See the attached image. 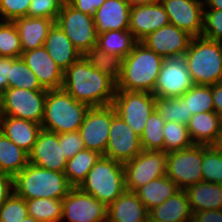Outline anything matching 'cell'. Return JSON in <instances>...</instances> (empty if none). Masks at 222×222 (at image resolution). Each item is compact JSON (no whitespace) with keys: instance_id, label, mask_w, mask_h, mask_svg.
Returning <instances> with one entry per match:
<instances>
[{"instance_id":"cell-30","label":"cell","mask_w":222,"mask_h":222,"mask_svg":"<svg viewBox=\"0 0 222 222\" xmlns=\"http://www.w3.org/2000/svg\"><path fill=\"white\" fill-rule=\"evenodd\" d=\"M138 42L129 30L107 31L97 35L96 47L123 59Z\"/></svg>"},{"instance_id":"cell-13","label":"cell","mask_w":222,"mask_h":222,"mask_svg":"<svg viewBox=\"0 0 222 222\" xmlns=\"http://www.w3.org/2000/svg\"><path fill=\"white\" fill-rule=\"evenodd\" d=\"M115 113L112 105L90 107L79 128L86 149L104 156L108 145L111 120Z\"/></svg>"},{"instance_id":"cell-43","label":"cell","mask_w":222,"mask_h":222,"mask_svg":"<svg viewBox=\"0 0 222 222\" xmlns=\"http://www.w3.org/2000/svg\"><path fill=\"white\" fill-rule=\"evenodd\" d=\"M65 2L66 0H32L27 17L47 18L56 22Z\"/></svg>"},{"instance_id":"cell-9","label":"cell","mask_w":222,"mask_h":222,"mask_svg":"<svg viewBox=\"0 0 222 222\" xmlns=\"http://www.w3.org/2000/svg\"><path fill=\"white\" fill-rule=\"evenodd\" d=\"M55 24L62 29L82 56L96 46L97 33L93 16L76 10L67 1Z\"/></svg>"},{"instance_id":"cell-54","label":"cell","mask_w":222,"mask_h":222,"mask_svg":"<svg viewBox=\"0 0 222 222\" xmlns=\"http://www.w3.org/2000/svg\"><path fill=\"white\" fill-rule=\"evenodd\" d=\"M21 222H39V221L36 220L34 217L27 215L26 218Z\"/></svg>"},{"instance_id":"cell-3","label":"cell","mask_w":222,"mask_h":222,"mask_svg":"<svg viewBox=\"0 0 222 222\" xmlns=\"http://www.w3.org/2000/svg\"><path fill=\"white\" fill-rule=\"evenodd\" d=\"M14 194L24 200L53 198L62 200L73 188L64 172H56L29 163L13 177Z\"/></svg>"},{"instance_id":"cell-51","label":"cell","mask_w":222,"mask_h":222,"mask_svg":"<svg viewBox=\"0 0 222 222\" xmlns=\"http://www.w3.org/2000/svg\"><path fill=\"white\" fill-rule=\"evenodd\" d=\"M212 86L214 111L222 117V82Z\"/></svg>"},{"instance_id":"cell-11","label":"cell","mask_w":222,"mask_h":222,"mask_svg":"<svg viewBox=\"0 0 222 222\" xmlns=\"http://www.w3.org/2000/svg\"><path fill=\"white\" fill-rule=\"evenodd\" d=\"M203 145L194 144L187 149L167 153L166 176L173 180L179 189L203 181Z\"/></svg>"},{"instance_id":"cell-4","label":"cell","mask_w":222,"mask_h":222,"mask_svg":"<svg viewBox=\"0 0 222 222\" xmlns=\"http://www.w3.org/2000/svg\"><path fill=\"white\" fill-rule=\"evenodd\" d=\"M89 109L62 88L47 90L42 129L57 134L79 131Z\"/></svg>"},{"instance_id":"cell-42","label":"cell","mask_w":222,"mask_h":222,"mask_svg":"<svg viewBox=\"0 0 222 222\" xmlns=\"http://www.w3.org/2000/svg\"><path fill=\"white\" fill-rule=\"evenodd\" d=\"M27 215L26 200L14 193L0 208V222H21Z\"/></svg>"},{"instance_id":"cell-39","label":"cell","mask_w":222,"mask_h":222,"mask_svg":"<svg viewBox=\"0 0 222 222\" xmlns=\"http://www.w3.org/2000/svg\"><path fill=\"white\" fill-rule=\"evenodd\" d=\"M201 168L203 181L222 182V148L219 145H203Z\"/></svg>"},{"instance_id":"cell-37","label":"cell","mask_w":222,"mask_h":222,"mask_svg":"<svg viewBox=\"0 0 222 222\" xmlns=\"http://www.w3.org/2000/svg\"><path fill=\"white\" fill-rule=\"evenodd\" d=\"M8 82L9 88L46 90L41 86L36 74L26 65L21 57L16 58L12 62Z\"/></svg>"},{"instance_id":"cell-53","label":"cell","mask_w":222,"mask_h":222,"mask_svg":"<svg viewBox=\"0 0 222 222\" xmlns=\"http://www.w3.org/2000/svg\"><path fill=\"white\" fill-rule=\"evenodd\" d=\"M131 6L137 5V4H145L150 3L158 0H126Z\"/></svg>"},{"instance_id":"cell-52","label":"cell","mask_w":222,"mask_h":222,"mask_svg":"<svg viewBox=\"0 0 222 222\" xmlns=\"http://www.w3.org/2000/svg\"><path fill=\"white\" fill-rule=\"evenodd\" d=\"M204 9L222 10V0H204Z\"/></svg>"},{"instance_id":"cell-49","label":"cell","mask_w":222,"mask_h":222,"mask_svg":"<svg viewBox=\"0 0 222 222\" xmlns=\"http://www.w3.org/2000/svg\"><path fill=\"white\" fill-rule=\"evenodd\" d=\"M16 58L0 56V96L9 88L8 76Z\"/></svg>"},{"instance_id":"cell-32","label":"cell","mask_w":222,"mask_h":222,"mask_svg":"<svg viewBox=\"0 0 222 222\" xmlns=\"http://www.w3.org/2000/svg\"><path fill=\"white\" fill-rule=\"evenodd\" d=\"M101 156V154L85 148L67 160L64 174L70 185L79 187Z\"/></svg>"},{"instance_id":"cell-16","label":"cell","mask_w":222,"mask_h":222,"mask_svg":"<svg viewBox=\"0 0 222 222\" xmlns=\"http://www.w3.org/2000/svg\"><path fill=\"white\" fill-rule=\"evenodd\" d=\"M170 24L186 31L192 37L202 36L204 1L202 0H160Z\"/></svg>"},{"instance_id":"cell-34","label":"cell","mask_w":222,"mask_h":222,"mask_svg":"<svg viewBox=\"0 0 222 222\" xmlns=\"http://www.w3.org/2000/svg\"><path fill=\"white\" fill-rule=\"evenodd\" d=\"M155 110L165 122L174 121L188 125L190 118L193 116L182 97H155Z\"/></svg>"},{"instance_id":"cell-15","label":"cell","mask_w":222,"mask_h":222,"mask_svg":"<svg viewBox=\"0 0 222 222\" xmlns=\"http://www.w3.org/2000/svg\"><path fill=\"white\" fill-rule=\"evenodd\" d=\"M142 150L140 136L115 113L111 120L108 145L104 156L125 164Z\"/></svg>"},{"instance_id":"cell-38","label":"cell","mask_w":222,"mask_h":222,"mask_svg":"<svg viewBox=\"0 0 222 222\" xmlns=\"http://www.w3.org/2000/svg\"><path fill=\"white\" fill-rule=\"evenodd\" d=\"M164 152L179 151L192 147V142L187 125L174 121L165 122L163 128Z\"/></svg>"},{"instance_id":"cell-29","label":"cell","mask_w":222,"mask_h":222,"mask_svg":"<svg viewBox=\"0 0 222 222\" xmlns=\"http://www.w3.org/2000/svg\"><path fill=\"white\" fill-rule=\"evenodd\" d=\"M179 187L167 176H162L138 188L135 193L150 211L179 191Z\"/></svg>"},{"instance_id":"cell-12","label":"cell","mask_w":222,"mask_h":222,"mask_svg":"<svg viewBox=\"0 0 222 222\" xmlns=\"http://www.w3.org/2000/svg\"><path fill=\"white\" fill-rule=\"evenodd\" d=\"M193 82L185 55L164 58L153 94L156 97H182Z\"/></svg>"},{"instance_id":"cell-28","label":"cell","mask_w":222,"mask_h":222,"mask_svg":"<svg viewBox=\"0 0 222 222\" xmlns=\"http://www.w3.org/2000/svg\"><path fill=\"white\" fill-rule=\"evenodd\" d=\"M192 213L222 209L220 184L201 181L185 189Z\"/></svg>"},{"instance_id":"cell-33","label":"cell","mask_w":222,"mask_h":222,"mask_svg":"<svg viewBox=\"0 0 222 222\" xmlns=\"http://www.w3.org/2000/svg\"><path fill=\"white\" fill-rule=\"evenodd\" d=\"M83 57L92 67L107 75L115 83L120 80L123 62L121 57L108 54L96 46L88 50Z\"/></svg>"},{"instance_id":"cell-20","label":"cell","mask_w":222,"mask_h":222,"mask_svg":"<svg viewBox=\"0 0 222 222\" xmlns=\"http://www.w3.org/2000/svg\"><path fill=\"white\" fill-rule=\"evenodd\" d=\"M21 58L36 74L41 86L46 90L61 89L63 70L53 61L43 47L22 52Z\"/></svg>"},{"instance_id":"cell-35","label":"cell","mask_w":222,"mask_h":222,"mask_svg":"<svg viewBox=\"0 0 222 222\" xmlns=\"http://www.w3.org/2000/svg\"><path fill=\"white\" fill-rule=\"evenodd\" d=\"M28 215L39 222H61L62 200L35 198L26 200Z\"/></svg>"},{"instance_id":"cell-18","label":"cell","mask_w":222,"mask_h":222,"mask_svg":"<svg viewBox=\"0 0 222 222\" xmlns=\"http://www.w3.org/2000/svg\"><path fill=\"white\" fill-rule=\"evenodd\" d=\"M29 163L47 170L64 172L67 159L59 144V134L42 129L29 153Z\"/></svg>"},{"instance_id":"cell-55","label":"cell","mask_w":222,"mask_h":222,"mask_svg":"<svg viewBox=\"0 0 222 222\" xmlns=\"http://www.w3.org/2000/svg\"><path fill=\"white\" fill-rule=\"evenodd\" d=\"M219 146L222 148V137H221V140H220Z\"/></svg>"},{"instance_id":"cell-21","label":"cell","mask_w":222,"mask_h":222,"mask_svg":"<svg viewBox=\"0 0 222 222\" xmlns=\"http://www.w3.org/2000/svg\"><path fill=\"white\" fill-rule=\"evenodd\" d=\"M130 10L131 5L126 0H106L93 15L97 35L129 30Z\"/></svg>"},{"instance_id":"cell-44","label":"cell","mask_w":222,"mask_h":222,"mask_svg":"<svg viewBox=\"0 0 222 222\" xmlns=\"http://www.w3.org/2000/svg\"><path fill=\"white\" fill-rule=\"evenodd\" d=\"M202 36L222 42V10L204 9Z\"/></svg>"},{"instance_id":"cell-27","label":"cell","mask_w":222,"mask_h":222,"mask_svg":"<svg viewBox=\"0 0 222 222\" xmlns=\"http://www.w3.org/2000/svg\"><path fill=\"white\" fill-rule=\"evenodd\" d=\"M13 22L19 31L23 52L43 47L49 30L55 24L51 19L27 16L16 18Z\"/></svg>"},{"instance_id":"cell-25","label":"cell","mask_w":222,"mask_h":222,"mask_svg":"<svg viewBox=\"0 0 222 222\" xmlns=\"http://www.w3.org/2000/svg\"><path fill=\"white\" fill-rule=\"evenodd\" d=\"M192 219L188 197L182 189L149 211V222H192Z\"/></svg>"},{"instance_id":"cell-40","label":"cell","mask_w":222,"mask_h":222,"mask_svg":"<svg viewBox=\"0 0 222 222\" xmlns=\"http://www.w3.org/2000/svg\"><path fill=\"white\" fill-rule=\"evenodd\" d=\"M182 98L186 101L192 115L214 111L212 86L194 84Z\"/></svg>"},{"instance_id":"cell-41","label":"cell","mask_w":222,"mask_h":222,"mask_svg":"<svg viewBox=\"0 0 222 222\" xmlns=\"http://www.w3.org/2000/svg\"><path fill=\"white\" fill-rule=\"evenodd\" d=\"M22 46L19 31L13 21L0 20V56L20 58Z\"/></svg>"},{"instance_id":"cell-19","label":"cell","mask_w":222,"mask_h":222,"mask_svg":"<svg viewBox=\"0 0 222 222\" xmlns=\"http://www.w3.org/2000/svg\"><path fill=\"white\" fill-rule=\"evenodd\" d=\"M169 24L168 14L160 1L131 6L129 31L138 41Z\"/></svg>"},{"instance_id":"cell-5","label":"cell","mask_w":222,"mask_h":222,"mask_svg":"<svg viewBox=\"0 0 222 222\" xmlns=\"http://www.w3.org/2000/svg\"><path fill=\"white\" fill-rule=\"evenodd\" d=\"M185 57L193 84L222 82V42L203 36L192 37Z\"/></svg>"},{"instance_id":"cell-48","label":"cell","mask_w":222,"mask_h":222,"mask_svg":"<svg viewBox=\"0 0 222 222\" xmlns=\"http://www.w3.org/2000/svg\"><path fill=\"white\" fill-rule=\"evenodd\" d=\"M13 193V176L0 172V208Z\"/></svg>"},{"instance_id":"cell-46","label":"cell","mask_w":222,"mask_h":222,"mask_svg":"<svg viewBox=\"0 0 222 222\" xmlns=\"http://www.w3.org/2000/svg\"><path fill=\"white\" fill-rule=\"evenodd\" d=\"M59 144H62L63 153L67 160L75 156L80 150L85 149L79 131L60 133Z\"/></svg>"},{"instance_id":"cell-7","label":"cell","mask_w":222,"mask_h":222,"mask_svg":"<svg viewBox=\"0 0 222 222\" xmlns=\"http://www.w3.org/2000/svg\"><path fill=\"white\" fill-rule=\"evenodd\" d=\"M47 90L8 88L0 96V115L41 124Z\"/></svg>"},{"instance_id":"cell-50","label":"cell","mask_w":222,"mask_h":222,"mask_svg":"<svg viewBox=\"0 0 222 222\" xmlns=\"http://www.w3.org/2000/svg\"><path fill=\"white\" fill-rule=\"evenodd\" d=\"M192 222H222V209L193 213Z\"/></svg>"},{"instance_id":"cell-2","label":"cell","mask_w":222,"mask_h":222,"mask_svg":"<svg viewBox=\"0 0 222 222\" xmlns=\"http://www.w3.org/2000/svg\"><path fill=\"white\" fill-rule=\"evenodd\" d=\"M164 58L140 41L123 58L120 80L116 90L153 93Z\"/></svg>"},{"instance_id":"cell-1","label":"cell","mask_w":222,"mask_h":222,"mask_svg":"<svg viewBox=\"0 0 222 222\" xmlns=\"http://www.w3.org/2000/svg\"><path fill=\"white\" fill-rule=\"evenodd\" d=\"M62 89L76 101L90 107H102L112 105L116 83L82 56L64 71Z\"/></svg>"},{"instance_id":"cell-10","label":"cell","mask_w":222,"mask_h":222,"mask_svg":"<svg viewBox=\"0 0 222 222\" xmlns=\"http://www.w3.org/2000/svg\"><path fill=\"white\" fill-rule=\"evenodd\" d=\"M126 190L138 188L167 173V153L142 150L135 158L123 164Z\"/></svg>"},{"instance_id":"cell-47","label":"cell","mask_w":222,"mask_h":222,"mask_svg":"<svg viewBox=\"0 0 222 222\" xmlns=\"http://www.w3.org/2000/svg\"><path fill=\"white\" fill-rule=\"evenodd\" d=\"M76 10L84 14L93 16L106 0H66Z\"/></svg>"},{"instance_id":"cell-23","label":"cell","mask_w":222,"mask_h":222,"mask_svg":"<svg viewBox=\"0 0 222 222\" xmlns=\"http://www.w3.org/2000/svg\"><path fill=\"white\" fill-rule=\"evenodd\" d=\"M187 127L194 144L219 145L222 137V117L215 111L194 114Z\"/></svg>"},{"instance_id":"cell-26","label":"cell","mask_w":222,"mask_h":222,"mask_svg":"<svg viewBox=\"0 0 222 222\" xmlns=\"http://www.w3.org/2000/svg\"><path fill=\"white\" fill-rule=\"evenodd\" d=\"M44 48L63 72L82 57V54L56 24L49 30Z\"/></svg>"},{"instance_id":"cell-6","label":"cell","mask_w":222,"mask_h":222,"mask_svg":"<svg viewBox=\"0 0 222 222\" xmlns=\"http://www.w3.org/2000/svg\"><path fill=\"white\" fill-rule=\"evenodd\" d=\"M78 188L110 205L126 190L123 164L101 156Z\"/></svg>"},{"instance_id":"cell-17","label":"cell","mask_w":222,"mask_h":222,"mask_svg":"<svg viewBox=\"0 0 222 222\" xmlns=\"http://www.w3.org/2000/svg\"><path fill=\"white\" fill-rule=\"evenodd\" d=\"M192 36L169 24L148 34L140 42L163 58L185 55Z\"/></svg>"},{"instance_id":"cell-14","label":"cell","mask_w":222,"mask_h":222,"mask_svg":"<svg viewBox=\"0 0 222 222\" xmlns=\"http://www.w3.org/2000/svg\"><path fill=\"white\" fill-rule=\"evenodd\" d=\"M69 222H107V206L78 187L62 199V219Z\"/></svg>"},{"instance_id":"cell-22","label":"cell","mask_w":222,"mask_h":222,"mask_svg":"<svg viewBox=\"0 0 222 222\" xmlns=\"http://www.w3.org/2000/svg\"><path fill=\"white\" fill-rule=\"evenodd\" d=\"M107 222H149V211L135 192L125 190L107 206Z\"/></svg>"},{"instance_id":"cell-8","label":"cell","mask_w":222,"mask_h":222,"mask_svg":"<svg viewBox=\"0 0 222 222\" xmlns=\"http://www.w3.org/2000/svg\"><path fill=\"white\" fill-rule=\"evenodd\" d=\"M155 97L149 92L116 90L112 106L116 114L141 136L146 121L155 110Z\"/></svg>"},{"instance_id":"cell-31","label":"cell","mask_w":222,"mask_h":222,"mask_svg":"<svg viewBox=\"0 0 222 222\" xmlns=\"http://www.w3.org/2000/svg\"><path fill=\"white\" fill-rule=\"evenodd\" d=\"M29 164V154L0 131V172L17 175Z\"/></svg>"},{"instance_id":"cell-45","label":"cell","mask_w":222,"mask_h":222,"mask_svg":"<svg viewBox=\"0 0 222 222\" xmlns=\"http://www.w3.org/2000/svg\"><path fill=\"white\" fill-rule=\"evenodd\" d=\"M32 0H0V20L14 21L28 14Z\"/></svg>"},{"instance_id":"cell-36","label":"cell","mask_w":222,"mask_h":222,"mask_svg":"<svg viewBox=\"0 0 222 222\" xmlns=\"http://www.w3.org/2000/svg\"><path fill=\"white\" fill-rule=\"evenodd\" d=\"M164 125L162 116L156 110L152 111L140 136L143 150L164 151Z\"/></svg>"},{"instance_id":"cell-24","label":"cell","mask_w":222,"mask_h":222,"mask_svg":"<svg viewBox=\"0 0 222 222\" xmlns=\"http://www.w3.org/2000/svg\"><path fill=\"white\" fill-rule=\"evenodd\" d=\"M41 130V124L11 116H0V131L28 154Z\"/></svg>"}]
</instances>
